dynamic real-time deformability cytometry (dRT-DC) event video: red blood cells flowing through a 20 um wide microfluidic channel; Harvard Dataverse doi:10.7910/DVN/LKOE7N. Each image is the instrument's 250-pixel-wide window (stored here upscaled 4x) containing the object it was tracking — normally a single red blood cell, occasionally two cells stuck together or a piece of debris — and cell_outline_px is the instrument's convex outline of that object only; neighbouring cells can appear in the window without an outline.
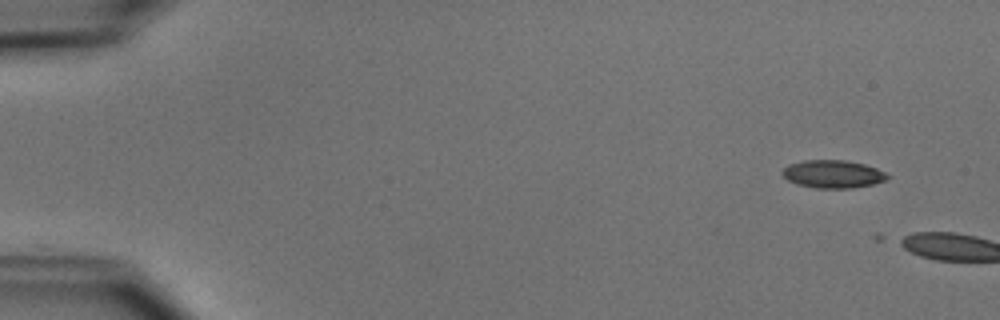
{"species": "common noctule bat (a hibernating species)", "species_latin": "Nyctalus noctula", "temperature_condition": "cold", "stored_images_in_passage": 4, "camera_frame_rate_fps": 3000, "um_per_image_px": 0.085, "animal": {"sex": "male", "body_mass_g": 15.6}, "frame": {"image": 1, "passage_image": 1, "time_ms": 0.0, "image_size_px": [1000, 320], "cell_outline_px": [[892, 176], [888, 180], [872, 184], [852, 188], [816, 188], [796, 184], [788, 180], [780, 172], [788, 164], [804, 160], [844, 160], [864, 164], [876, 168]], "centroid_in_image_um": [70.8, 14.79], "position_along_channel_um": 14.2, "area_um2": 17.17}}